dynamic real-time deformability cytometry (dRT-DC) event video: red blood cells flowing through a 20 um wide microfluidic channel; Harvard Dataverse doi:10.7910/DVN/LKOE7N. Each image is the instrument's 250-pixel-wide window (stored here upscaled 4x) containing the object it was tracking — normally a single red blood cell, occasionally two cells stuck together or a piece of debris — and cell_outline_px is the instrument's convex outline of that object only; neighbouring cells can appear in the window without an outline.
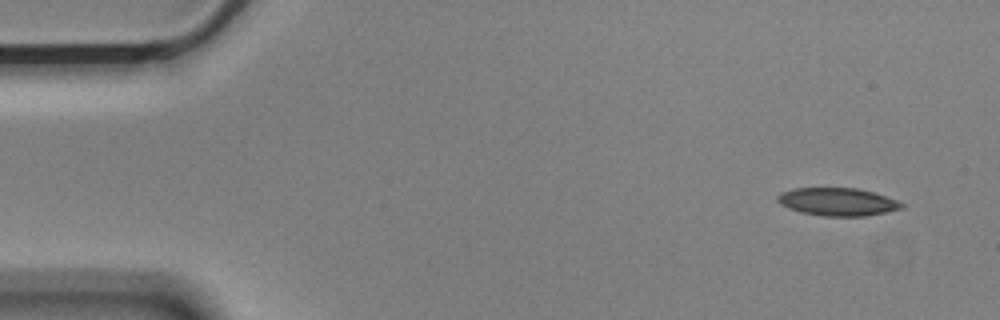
{"species": "Egyptian fruit bat (a non-hibernating species)", "species_latin": "Rousettus aegyptiacus", "temperature_condition": "cold", "stored_images_in_passage": 4, "camera_frame_rate_fps": 3000, "um_per_image_px": 0.085, "animal": {"sex": "male"}, "frame": {"image": 1, "passage_image": 1, "time_ms": 0.0, "image_size_px": [1000, 320], "cell_outline_px": [[904, 208], [888, 212], [864, 216], [824, 216], [800, 212], [788, 208], [780, 204], [776, 200], [776, 196], [780, 192], [792, 188], [856, 188], [872, 192], [896, 200], [904, 204]], "centroid_in_image_um": [71.15, 17.15], "position_along_channel_um": 13.8, "area_um2": 20.23}}